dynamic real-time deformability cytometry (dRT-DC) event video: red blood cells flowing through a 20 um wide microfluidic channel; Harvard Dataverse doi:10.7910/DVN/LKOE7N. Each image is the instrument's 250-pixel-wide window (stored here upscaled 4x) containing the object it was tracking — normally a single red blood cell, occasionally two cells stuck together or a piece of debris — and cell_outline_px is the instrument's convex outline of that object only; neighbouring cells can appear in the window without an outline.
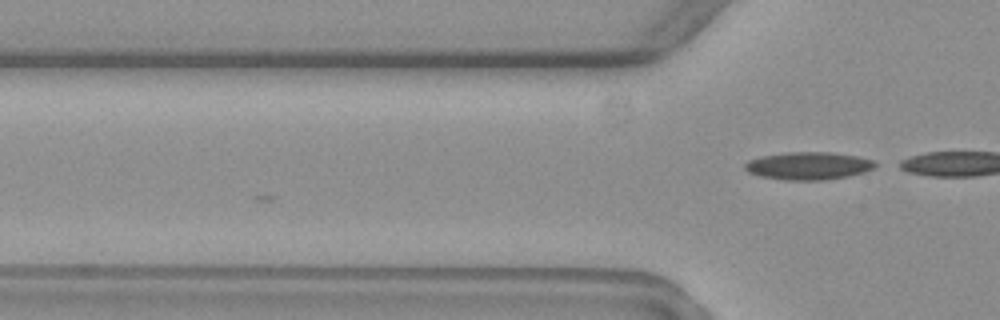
{"species": "common noctule bat (a hibernating species)", "species_latin": "Nyctalus noctula", "temperature_condition": "warm", "stored_images_in_passage": 2, "camera_frame_rate_fps": 3000, "um_per_image_px": 0.085, "animal": {"sex": "female", "body_mass_g": 19.3, "forearm_length_mm": 54.1}, "frame": {"image": 1, "passage_image": 2, "time_ms": 1.333, "image_size_px": [1000, 320], "cell_outline_px": [[876, 164], [872, 168], [864, 172], [848, 176], [824, 180], [784, 180], [760, 176], [748, 172], [744, 168], [744, 164], [748, 160], [764, 156], [788, 152], [832, 152], [856, 156], [872, 160]], "centroid_in_image_um": [68.69, 14.1], "position_along_channel_um": 57.1, "area_um2": 20.87}}